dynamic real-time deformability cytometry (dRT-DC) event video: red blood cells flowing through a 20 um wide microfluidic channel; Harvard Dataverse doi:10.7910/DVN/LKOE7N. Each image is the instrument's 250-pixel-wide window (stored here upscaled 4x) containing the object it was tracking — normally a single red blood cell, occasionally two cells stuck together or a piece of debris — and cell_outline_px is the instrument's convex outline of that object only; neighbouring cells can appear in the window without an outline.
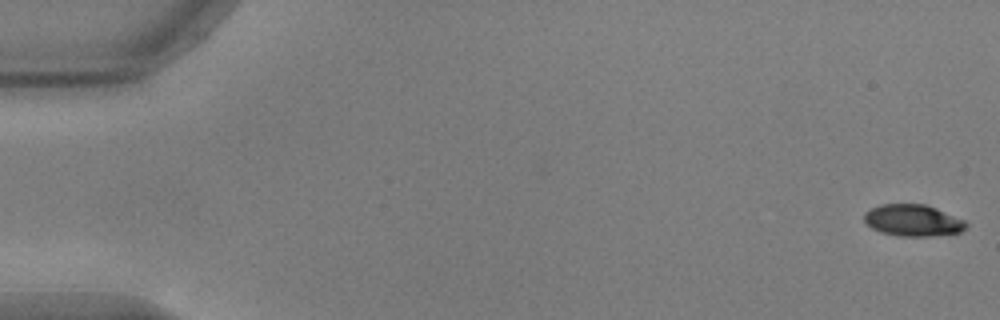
{"species": "common noctule bat (a hibernating species)", "species_latin": "Nyctalus noctula", "temperature_condition": "warm", "stored_images_in_passage": 54, "camera_frame_rate_fps": 3000, "um_per_image_px": 0.085, "animal": {"sex": "male", "body_mass_g": 17.9, "forearm_length_mm": 54.2}, "frame": {"image": 1, "passage_image": 1, "time_ms": 0.0, "image_size_px": [1000, 320], "cell_outline_px": [[968, 228], [960, 232], [932, 236], [896, 236], [880, 232], [872, 228], [864, 220], [864, 212], [880, 204], [924, 204], [936, 208], [964, 220], [968, 224]], "centroid_in_image_um": [77.6, 18.74], "position_along_channel_um": 7.4, "area_um2": 18.84}}
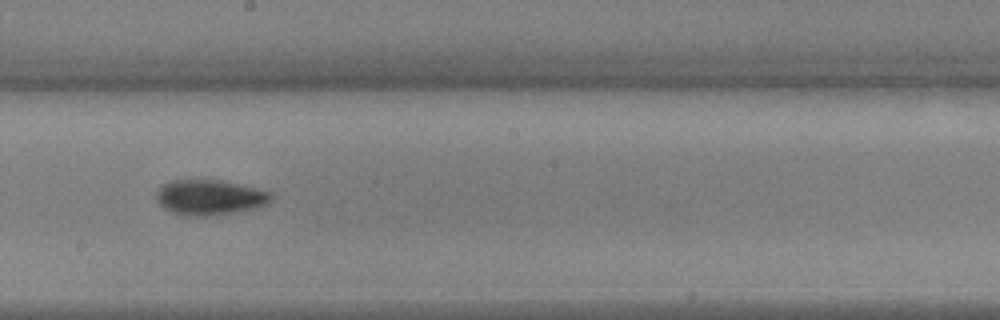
{"frame": {"image": 2, "passage_image": 31, "time_ms": 10.0, "image_size_px": [1000, 320], "cell_outline_px": [[272, 196], [268, 204], [256, 208], [232, 212], [204, 216], [184, 216], [172, 212], [164, 208], [156, 200], [156, 192], [164, 184], [172, 180], [220, 180], [272, 192]], "centroid_in_image_um": [17.81, 16.78], "position_along_channel_um": 230.4, "area_um2": 23.35}}
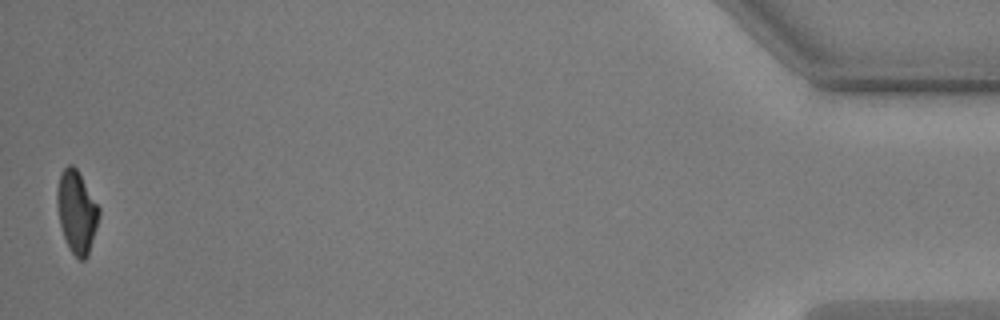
{"frame": {"image": 3, "passage_image": 54, "time_ms": 17.667, "image_size_px": [1000, 320], "cell_outline_px": [[100, 216], [88, 256], [84, 260], [80, 260], [68, 248], [60, 224], [56, 204], [56, 188], [60, 172], [68, 164], [72, 164], [76, 168], [100, 208]], "centroid_in_image_um": [6.51, 17.99], "position_along_channel_um": 428.7, "area_um2": 20.23}, "authors_computed_cell_mechanics": {"area_um2": 21.2126, "velocity_mm_per_s": 3.7365, "shape_relaxation_time_tau1_ms": 3.9768, "shape_relaxation_time_tau2_ms": 10.8649, "deformation_change_tau1": 0.1498, "deformation_change_tau2": 0.1561}}